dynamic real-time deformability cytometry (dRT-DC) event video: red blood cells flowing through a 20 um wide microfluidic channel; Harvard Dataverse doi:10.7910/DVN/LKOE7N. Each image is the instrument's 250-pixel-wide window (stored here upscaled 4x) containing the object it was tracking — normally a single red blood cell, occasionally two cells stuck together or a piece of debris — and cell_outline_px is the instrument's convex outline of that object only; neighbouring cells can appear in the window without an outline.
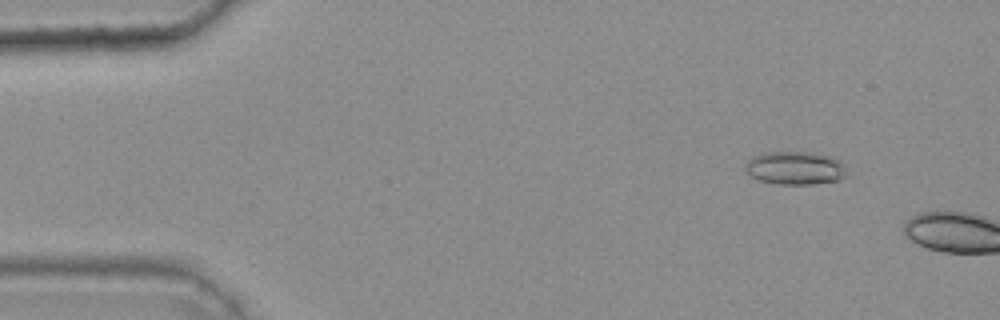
{"species": "common noctule bat (a hibernating species)", "species_latin": "Nyctalus noctula", "temperature_condition": "warm", "stored_images_in_passage": 9, "camera_frame_rate_fps": 3000, "um_per_image_px": 0.085, "animal": {"sex": "female", "body_mass_g": 25.1}, "frame": {"image": 1, "passage_image": 6, "time_ms": 1.667, "image_size_px": [1000, 320], "cell_outline_px": [[848, 176], [840, 180], [816, 184], [776, 184], [760, 180], [748, 176], [744, 172], [744, 164], [752, 156], [764, 152], [808, 152], [832, 156], [840, 160], [844, 164]], "centroid_in_image_um": [67.58, 14.29], "position_along_channel_um": 17.4, "area_um2": 20.17}}